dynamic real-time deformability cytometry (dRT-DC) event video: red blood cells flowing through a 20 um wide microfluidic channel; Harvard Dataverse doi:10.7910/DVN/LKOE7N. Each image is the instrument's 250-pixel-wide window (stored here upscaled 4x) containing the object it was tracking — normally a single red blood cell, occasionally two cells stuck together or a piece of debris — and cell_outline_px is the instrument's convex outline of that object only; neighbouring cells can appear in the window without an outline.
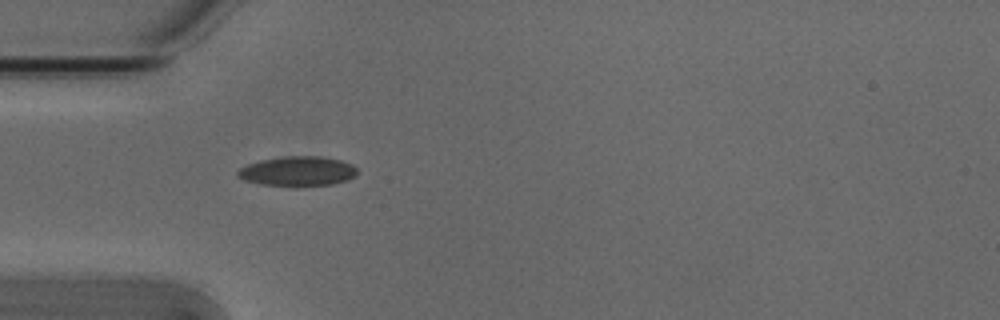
{"species": "Egyptian fruit bat (a non-hibernating species)", "species_latin": "Rousettus aegyptiacus", "temperature_condition": "cold", "stored_images_in_passage": 38, "camera_frame_rate_fps": 3000, "um_per_image_px": 0.085, "animal": {"sex": "male"}, "frame": {"image": 1, "passage_image": 1, "time_ms": 0.0, "image_size_px": [1000, 320], "cell_outline_px": [[356, 176], [348, 180], [332, 184], [260, 184], [244, 180], [236, 176], [236, 172], [240, 168], [248, 164], [260, 160], [284, 156], [320, 156], [340, 160], [352, 164], [356, 168]], "centroid_in_image_um": [25.29, 14.52], "position_along_channel_um": 59.7, "area_um2": 20.17}}
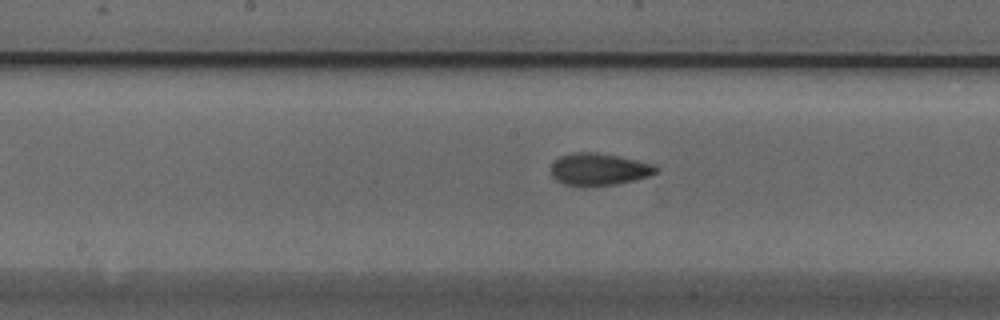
{"frame": {"image": 2, "passage_image": 12, "time_ms": 3.667, "image_size_px": [1000, 320], "cell_outline_px": [[660, 168], [656, 172], [648, 176], [616, 184], [584, 188], [564, 184], [556, 180], [552, 176], [552, 164], [560, 156], [572, 152], [596, 152], [636, 160], [652, 164]], "centroid_in_image_um": [50.87, 14.41], "position_along_channel_um": 197.3, "area_um2": 19.77}}
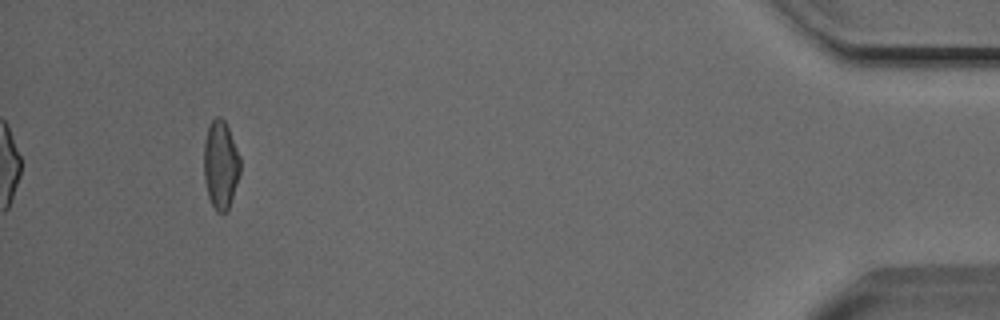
{"frame": {"image": 3, "passage_image": 35, "time_ms": 11.333, "image_size_px": [1000, 320], "cell_outline_px": [[240, 172], [228, 212], [216, 212], [208, 196], [204, 176], [204, 144], [208, 128], [212, 120], [216, 116], [220, 116], [224, 120], [228, 128], [240, 156]], "centroid_in_image_um": [18.76, 14.02], "position_along_channel_um": 416.4, "area_um2": 18.61}, "authors_computed_cell_mechanics": {"area_um2": 18.9873, "velocity_mm_per_s": 3.8174, "shape_relaxation_time_tau1_ms": 8.3558, "shape_relaxation_time_tau2_ms": 1.9813, "deformation_change_tau1": 0.1827, "deformation_change_tau2": 0.0675}}